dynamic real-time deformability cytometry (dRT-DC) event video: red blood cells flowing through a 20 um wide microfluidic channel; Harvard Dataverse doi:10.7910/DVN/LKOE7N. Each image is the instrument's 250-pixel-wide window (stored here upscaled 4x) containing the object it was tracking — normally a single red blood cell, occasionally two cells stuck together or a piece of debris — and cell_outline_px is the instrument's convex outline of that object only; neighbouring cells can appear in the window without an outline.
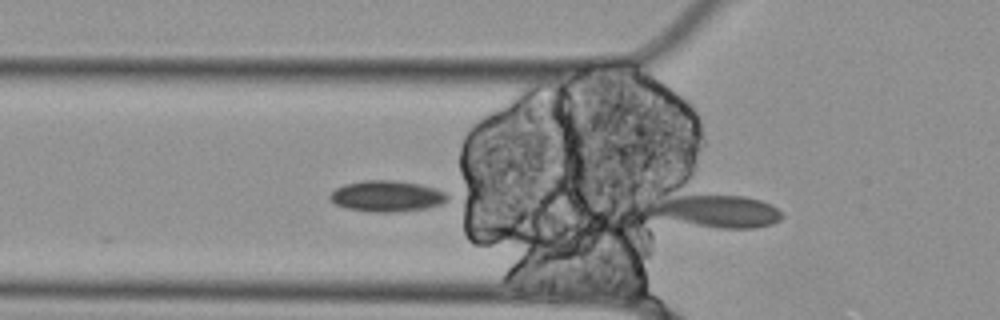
{"species": "Egyptian fruit bat (a non-hibernating species)", "species_latin": "Rousettus aegyptiacus", "temperature_condition": "cold", "stored_images_in_passage": 4, "camera_frame_rate_fps": 3000, "um_per_image_px": 0.085, "animal": {"sex": "female"}, "frame": {"image": 1, "passage_image": 4, "time_ms": 1.0, "image_size_px": [1000, 320], "cell_outline_px": [[784, 216], [780, 220], [772, 224], [756, 228], [720, 228], [696, 224], [652, 212], [644, 204], [680, 180], [760, 200], [776, 208]], "centroid_in_image_um": [60.58, 17.62], "position_along_channel_um": 65.2, "area_um2": 29.48}}